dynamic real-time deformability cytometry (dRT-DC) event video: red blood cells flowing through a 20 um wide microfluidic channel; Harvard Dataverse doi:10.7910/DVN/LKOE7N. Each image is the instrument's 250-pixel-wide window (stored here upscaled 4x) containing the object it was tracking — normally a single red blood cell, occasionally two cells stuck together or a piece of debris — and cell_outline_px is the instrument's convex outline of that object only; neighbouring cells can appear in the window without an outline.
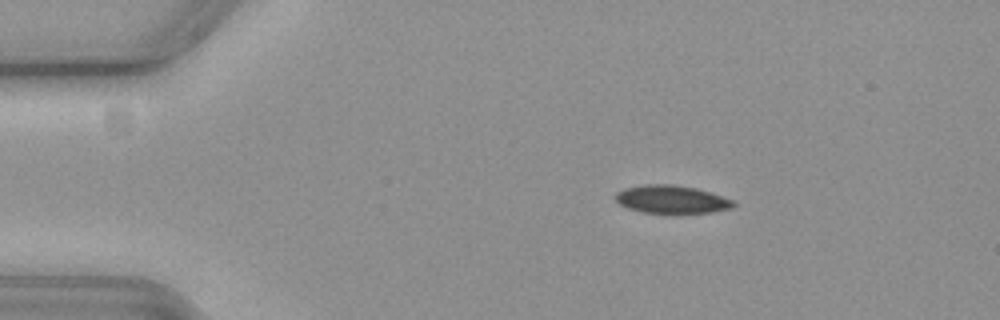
{"species": "common noctule bat (a hibernating species)", "species_latin": "Nyctalus noctula", "temperature_condition": "cold", "stored_images_in_passage": 58, "camera_frame_rate_fps": 3000, "um_per_image_px": 0.085, "animal": {"sex": "female", "body_mass_g": 19.3, "forearm_length_mm": 54.1}, "frame": {"image": 1, "passage_image": 11, "time_ms": 3.333, "image_size_px": [1000, 320], "cell_outline_px": [[736, 204], [728, 208], [712, 212], [644, 212], [628, 208], [620, 204], [616, 200], [616, 192], [624, 188], [644, 184], [672, 184], [696, 188], [732, 200]], "centroid_in_image_um": [57.03, 16.92], "position_along_channel_um": 28.0, "area_um2": 18.73}}
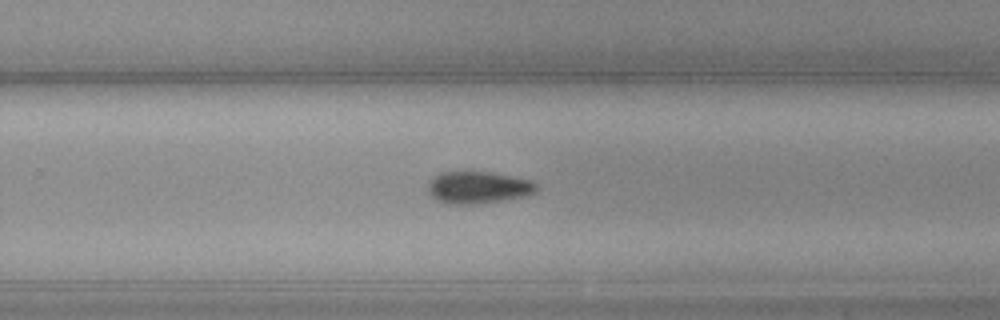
{"frame": {"image": 2, "passage_image": 38, "time_ms": 12.333, "image_size_px": [1000, 320], "cell_outline_px": [[540, 188], [536, 192], [528, 196], [480, 204], [444, 204], [436, 200], [428, 192], [428, 184], [432, 176], [440, 172], [492, 172], [532, 180]], "centroid_in_image_um": [40.66, 15.94], "position_along_channel_um": 289.1, "area_um2": 20.75}}
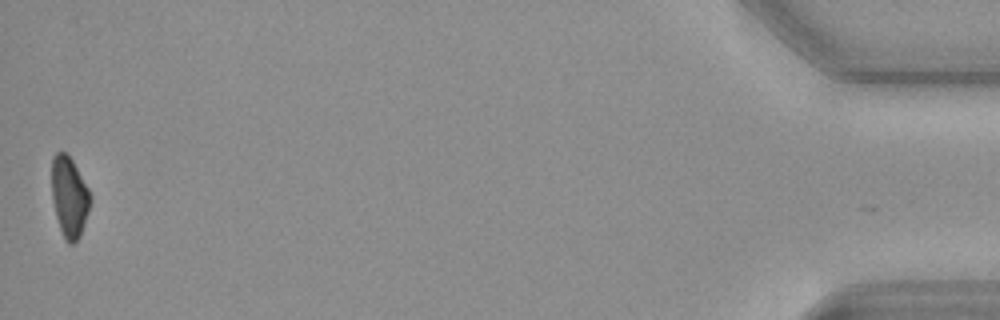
{"frame": {"image": 3, "passage_image": 58, "time_ms": 19.0, "image_size_px": [1000, 320], "cell_outline_px": [[92, 196], [88, 212], [80, 236], [72, 244], [68, 244], [64, 240], [56, 216], [52, 200], [52, 156], [56, 152], [68, 152], [88, 188]], "centroid_in_image_um": [5.89, 16.72], "position_along_channel_um": 429.3, "area_um2": 18.21}, "authors_computed_cell_mechanics": {"area_um2": 19.652, "velocity_mm_per_s": 3.6199, "shape_relaxation_time_tau1_ms": 3.7306, "shape_relaxation_time_tau2_ms": null, "deformation_change_tau1": 0.0905, "deformation_change_tau2": null}}